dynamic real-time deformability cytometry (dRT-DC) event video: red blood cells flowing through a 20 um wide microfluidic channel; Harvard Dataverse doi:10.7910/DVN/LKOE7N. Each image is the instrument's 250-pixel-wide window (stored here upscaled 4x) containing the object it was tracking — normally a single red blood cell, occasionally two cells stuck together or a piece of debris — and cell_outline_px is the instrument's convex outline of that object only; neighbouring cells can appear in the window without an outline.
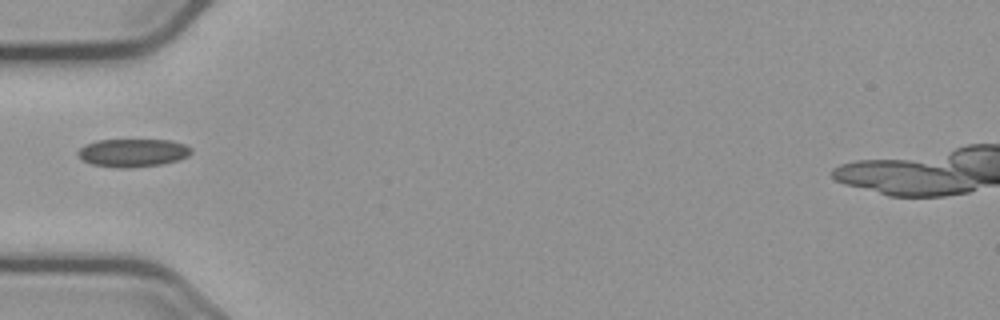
{"species": "common noctule bat (a hibernating species)", "species_latin": "Nyctalus noctula", "temperature_condition": "cold", "stored_images_in_passage": 37, "camera_frame_rate_fps": 3000, "um_per_image_px": 0.085, "animal": {"sex": "male", "body_mass_g": 23.1, "forearm_length_mm": 52.7}, "frame": {"image": 1, "passage_image": 1, "time_ms": 0.0, "image_size_px": [1000, 320], "cell_outline_px": [[192, 152], [188, 156], [180, 160], [160, 164], [132, 168], [116, 168], [92, 164], [80, 160], [76, 152], [84, 144], [96, 140], [172, 140], [184, 144], [192, 148]], "centroid_in_image_um": [11.27, 12.99], "position_along_channel_um": 73.7, "area_um2": 18.84}}